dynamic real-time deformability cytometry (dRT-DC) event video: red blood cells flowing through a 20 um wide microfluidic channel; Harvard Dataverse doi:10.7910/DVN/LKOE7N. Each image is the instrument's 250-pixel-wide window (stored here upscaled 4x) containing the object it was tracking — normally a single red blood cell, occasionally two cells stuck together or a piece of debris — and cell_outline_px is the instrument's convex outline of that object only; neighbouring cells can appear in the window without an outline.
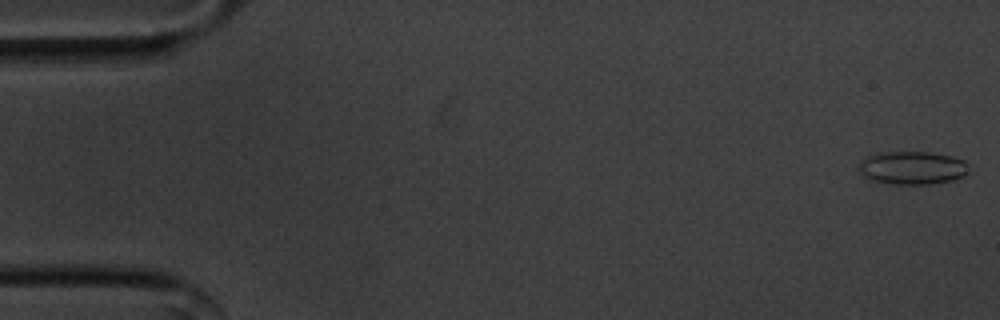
{"species": "common noctule bat (a hibernating species)", "species_latin": "Nyctalus noctula", "temperature_condition": "cold", "stored_images_in_passage": 13, "camera_frame_rate_fps": 3000, "um_per_image_px": 0.085, "animal": {"sex": "male", "body_mass_g": 20.1, "forearm_length_mm": 53.5}, "frame": {"image": 1, "passage_image": 1, "time_ms": 0.0, "image_size_px": [1000, 320], "cell_outline_px": [[968, 164], [964, 172], [960, 176], [952, 180], [928, 184], [888, 184], [868, 180], [856, 168], [860, 160], [868, 156], [880, 152], [928, 152], [952, 156], [964, 160]], "centroid_in_image_um": [77.44, 14.26], "position_along_channel_um": 7.6, "area_um2": 21.27}}